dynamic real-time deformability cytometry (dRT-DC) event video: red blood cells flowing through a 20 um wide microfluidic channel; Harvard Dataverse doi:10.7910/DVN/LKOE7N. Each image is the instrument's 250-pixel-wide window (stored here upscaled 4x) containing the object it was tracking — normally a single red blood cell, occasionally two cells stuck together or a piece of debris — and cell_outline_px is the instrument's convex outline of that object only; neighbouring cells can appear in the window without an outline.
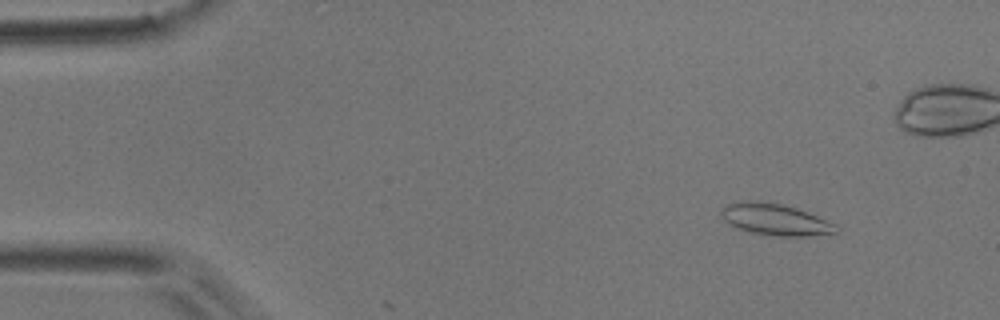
{"species": "common noctule bat (a hibernating species)", "species_latin": "Nyctalus noctula", "temperature_condition": "room temperature", "stored_images_in_passage": 4, "camera_frame_rate_fps": 3000, "um_per_image_px": 0.085, "animal": {"sex": "male", "body_mass_g": 17.9}, "frame": {"image": 1, "passage_image": 2, "time_ms": 0.333, "image_size_px": [1000, 320], "cell_outline_px": [[840, 232], [808, 236], [772, 236], [748, 232], [736, 228], [724, 220], [720, 212], [724, 204], [780, 204], [796, 208], [808, 212], [836, 224], [840, 228]], "centroid_in_image_um": [65.98, 18.73], "position_along_channel_um": 19.0, "area_um2": 20.46}}